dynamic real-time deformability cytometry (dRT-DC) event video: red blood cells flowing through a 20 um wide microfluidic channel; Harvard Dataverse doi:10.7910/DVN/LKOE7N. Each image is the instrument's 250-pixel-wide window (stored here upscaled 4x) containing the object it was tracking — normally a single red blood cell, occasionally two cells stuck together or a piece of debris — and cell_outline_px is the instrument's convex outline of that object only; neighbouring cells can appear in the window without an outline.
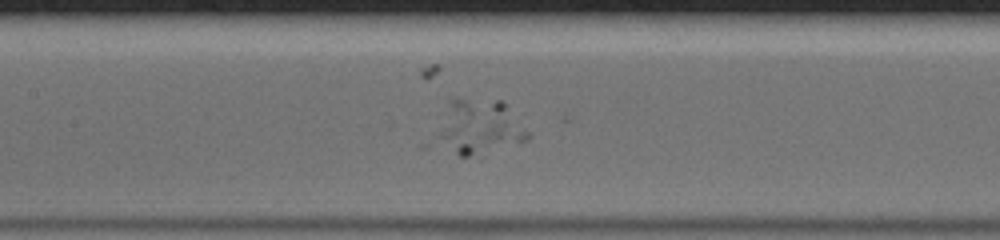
{"species": "human", "species_latin": "Homo sapiens", "temperature_condition": "cold", "stored_images_in_passage": 34, "camera_frame_rate_fps": 3000, "um_per_image_px": 0.085, "donor": {"sex": "male"}, "frame": {"image": 1, "passage_image": 10, "time_ms": 3.0, "image_size_px": [1000, 240], "cell_outline_px": [[528, 140], [468, 156], [460, 156], [440, 136], [440, 132], [452, 96], [456, 96], [500, 100], [504, 104], [528, 132]], "centroid_in_image_um": [40.82, 10.71], "position_along_channel_um": 166.6, "area_um2": 27.05}}